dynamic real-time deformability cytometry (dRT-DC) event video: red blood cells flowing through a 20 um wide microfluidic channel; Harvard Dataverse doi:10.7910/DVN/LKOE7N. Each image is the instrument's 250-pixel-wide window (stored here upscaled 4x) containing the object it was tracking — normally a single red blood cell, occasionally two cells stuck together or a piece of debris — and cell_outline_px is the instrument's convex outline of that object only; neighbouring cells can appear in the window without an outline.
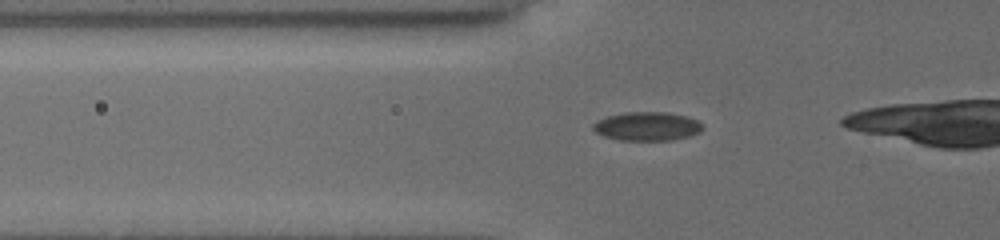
{"species": "common noctule bat (a hibernating species)", "species_latin": "Nyctalus noctula", "temperature_condition": "cold", "stored_images_in_passage": 29, "camera_frame_rate_fps": 3000, "um_per_image_px": 0.085, "animal": {"sex": "female", "body_mass_g": 19.5, "forearm_length_mm": 54.1}, "frame": {"image": 1, "passage_image": 16, "time_ms": 5.0, "image_size_px": [1000, 240], "cell_outline_px": [[704, 128], [700, 132], [688, 136], [672, 140], [620, 140], [604, 136], [596, 132], [592, 128], [592, 124], [596, 120], [608, 116], [624, 112], [668, 112], [684, 116], [696, 120], [704, 124]], "centroid_in_image_um": [55.0, 10.73], "position_along_channel_um": 70.8, "area_um2": 18.38}}
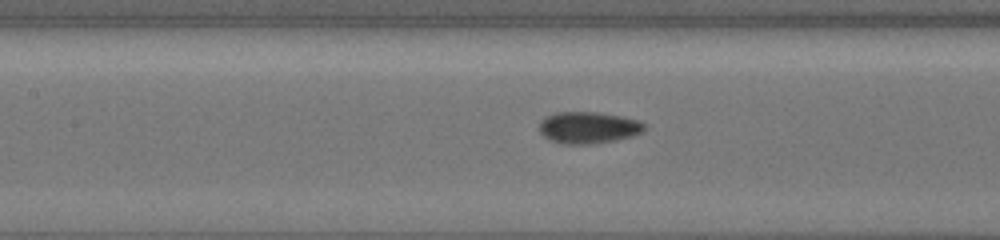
{"frame": {"image": 2, "passage_image": 23, "time_ms": 7.333, "image_size_px": [1000, 240], "cell_outline_px": [[644, 128], [640, 132], [632, 136], [616, 140], [592, 144], [564, 144], [552, 140], [544, 136], [540, 132], [540, 120], [544, 116], [556, 112], [600, 112], [624, 116], [640, 120], [644, 124]], "centroid_in_image_um": [50.0, 10.83], "position_along_channel_um": 157.4, "area_um2": 19.54}}
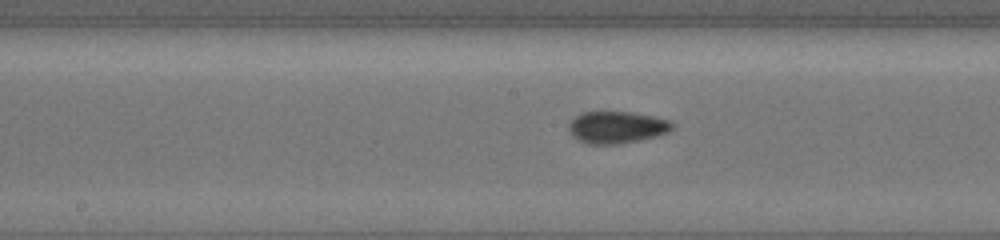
{"frame": {"image": 3, "passage_image": 26, "time_ms": 8.333, "image_size_px": [1000, 240], "cell_outline_px": [[676, 124], [668, 132], [656, 136], [640, 140], [616, 144], [588, 144], [572, 136], [568, 128], [568, 124], [580, 112], [632, 112], [672, 120]], "centroid_in_image_um": [52.45, 10.81], "position_along_channel_um": 195.8, "area_um2": 19.36}}